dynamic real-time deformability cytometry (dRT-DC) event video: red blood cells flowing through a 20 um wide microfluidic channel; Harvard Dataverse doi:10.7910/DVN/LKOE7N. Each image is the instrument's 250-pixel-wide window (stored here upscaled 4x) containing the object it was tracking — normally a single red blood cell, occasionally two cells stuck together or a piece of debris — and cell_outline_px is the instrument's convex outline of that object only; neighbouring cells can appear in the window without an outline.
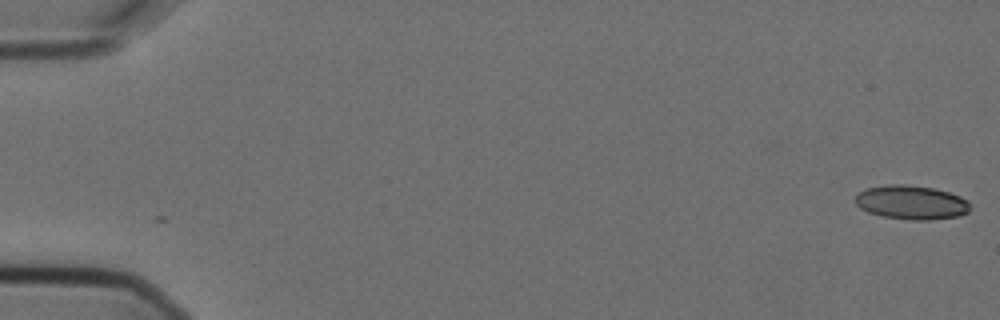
{"species": "Egyptian fruit bat (a non-hibernating species)", "species_latin": "Rousettus aegyptiacus", "temperature_condition": "cold", "stored_images_in_passage": 2, "camera_frame_rate_fps": 3000, "um_per_image_px": 0.085, "animal": {"sex": "female"}, "frame": {"image": 1, "passage_image": 2, "time_ms": 0.333, "image_size_px": [1000, 320], "cell_outline_px": [[968, 212], [956, 216], [928, 220], [908, 220], [884, 216], [868, 212], [860, 208], [856, 204], [856, 196], [860, 192], [868, 188], [888, 184], [904, 184], [932, 188], [948, 192], [960, 196], [968, 200]], "centroid_in_image_um": [77.45, 17.2], "position_along_channel_um": 7.5, "area_um2": 22.48}}